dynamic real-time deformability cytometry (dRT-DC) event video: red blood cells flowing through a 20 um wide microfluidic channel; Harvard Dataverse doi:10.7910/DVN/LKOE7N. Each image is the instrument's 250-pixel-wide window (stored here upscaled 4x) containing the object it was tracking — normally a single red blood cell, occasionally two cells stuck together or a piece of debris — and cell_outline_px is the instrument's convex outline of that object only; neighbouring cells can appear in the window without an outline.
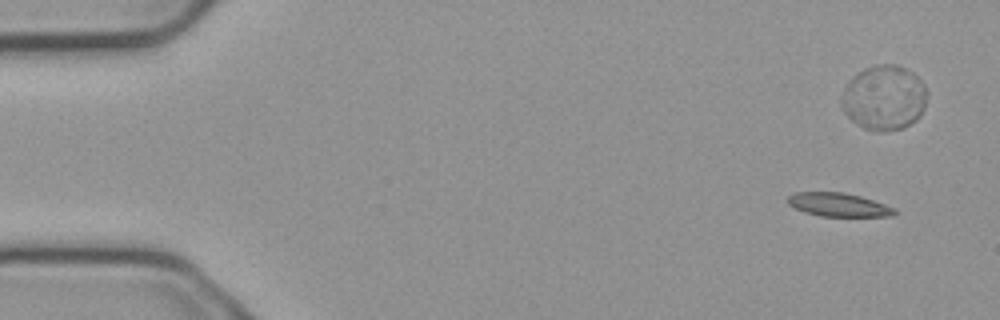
{"species": "common noctule bat (a hibernating species)", "species_latin": "Nyctalus noctula", "temperature_condition": "cold", "stored_images_in_passage": 3, "camera_frame_rate_fps": 3000, "um_per_image_px": 0.085, "animal": {"sex": "male", "body_mass_g": 23.1, "forearm_length_mm": 52.7}, "frame": {"image": 1, "passage_image": 1, "time_ms": 0.0, "image_size_px": [1000, 320], "cell_outline_px": [[896, 216], [820, 216], [804, 212], [788, 204], [788, 196], [796, 192], [844, 192], [860, 196], [896, 208]], "centroid_in_image_um": [71.29, 17.4], "position_along_channel_um": 13.7, "area_um2": 14.62}}